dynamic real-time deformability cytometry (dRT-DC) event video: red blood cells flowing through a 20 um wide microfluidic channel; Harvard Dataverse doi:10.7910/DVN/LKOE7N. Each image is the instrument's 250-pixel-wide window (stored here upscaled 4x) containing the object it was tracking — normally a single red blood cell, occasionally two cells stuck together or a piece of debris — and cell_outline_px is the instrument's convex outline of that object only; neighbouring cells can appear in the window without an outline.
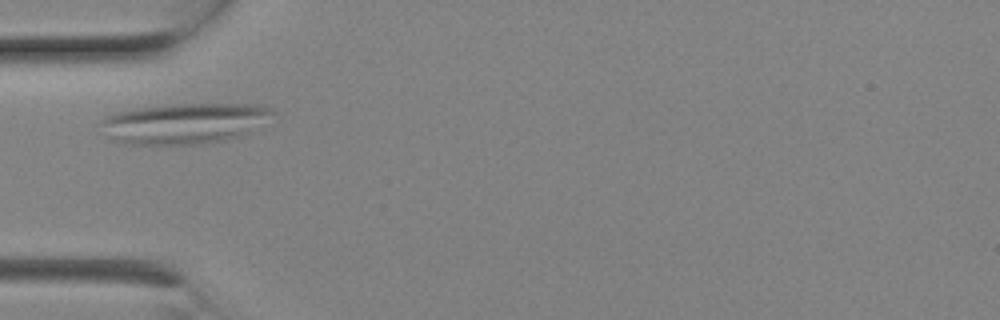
{"species": "Egyptian fruit bat (a non-hibernating species)", "species_latin": "Rousettus aegyptiacus", "temperature_condition": "room temperature", "stored_images_in_passage": 2, "camera_frame_rate_fps": 3000, "um_per_image_px": 0.085, "animal": {"sex": "female"}, "frame": {"image": 1, "passage_image": 1, "time_ms": 0.0, "image_size_px": [1000, 320], "cell_outline_px": [[272, 112], [252, 132], [240, 136], [224, 140], [200, 144], [124, 144], [112, 140], [100, 120], [104, 116], [116, 112], [136, 108], [168, 104], [260, 104], [272, 108]], "centroid_in_image_um": [15.66, 10.48], "position_along_channel_um": 69.3, "area_um2": 40.46}}